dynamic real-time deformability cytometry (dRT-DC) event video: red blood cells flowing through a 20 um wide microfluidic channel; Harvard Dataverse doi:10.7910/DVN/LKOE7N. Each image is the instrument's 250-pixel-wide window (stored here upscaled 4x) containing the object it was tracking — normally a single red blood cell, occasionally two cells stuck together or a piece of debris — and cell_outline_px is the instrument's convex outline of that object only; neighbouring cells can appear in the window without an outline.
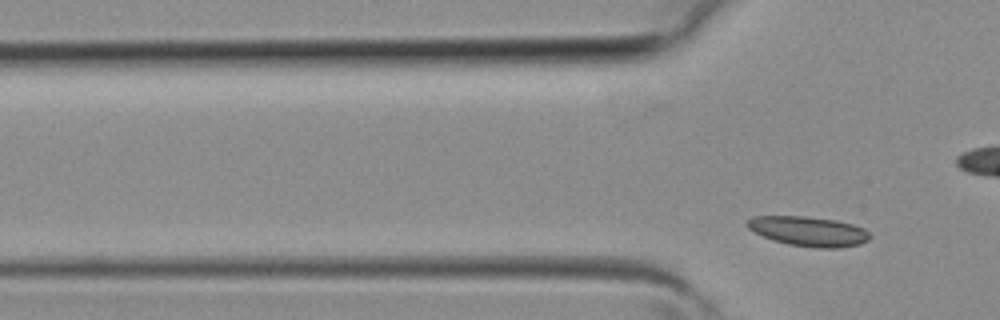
{"species": "common noctule bat (a hibernating species)", "species_latin": "Nyctalus noctula", "temperature_condition": "room temperature", "stored_images_in_passage": 5, "segment_of_instrument_passage": [2, 2], "camera_frame_rate_fps": 3000, "um_per_image_px": 0.085, "animal": {"sex": "female", "body_mass_g": 19.3, "forearm_length_mm": 54.1}, "frame": {"image": 1, "passage_image": 5, "time_ms": 1.333, "image_size_px": [1000, 320], "cell_outline_px": [[872, 236], [868, 240], [860, 244], [840, 248], [816, 248], [788, 244], [772, 240], [748, 228], [744, 224], [752, 216], [804, 216], [836, 220], [852, 224], [864, 228]], "centroid_in_image_um": [68.74, 19.66], "position_along_channel_um": 57.1, "area_um2": 21.33}}